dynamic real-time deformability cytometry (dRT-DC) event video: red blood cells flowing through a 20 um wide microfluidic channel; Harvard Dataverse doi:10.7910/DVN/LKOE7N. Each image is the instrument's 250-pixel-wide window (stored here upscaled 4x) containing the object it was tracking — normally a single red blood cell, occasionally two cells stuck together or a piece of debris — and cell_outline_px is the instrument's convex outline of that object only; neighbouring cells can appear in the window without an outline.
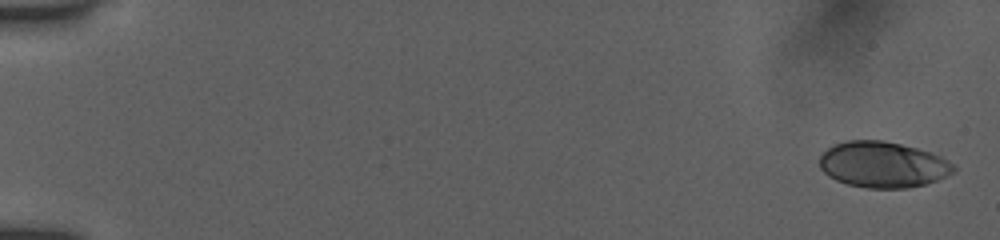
{"species": "human", "species_latin": "Homo sapiens", "temperature_condition": "room temperature", "stored_images_in_passage": 12, "camera_frame_rate_fps": 3000, "um_per_image_px": 0.085, "donor": {"sex": "female"}, "frame": {"image": 1, "passage_image": 1, "time_ms": 0.0, "image_size_px": [1000, 240], "cell_outline_px": [[956, 172], [936, 180], [924, 184], [908, 188], [868, 188], [848, 184], [836, 180], [828, 176], [820, 168], [820, 156], [828, 148], [836, 144], [848, 140], [884, 140], [916, 148], [940, 156], [956, 164]], "centroid_in_image_um": [75.06, 13.99], "position_along_channel_um": 9.9, "area_um2": 35.84}}
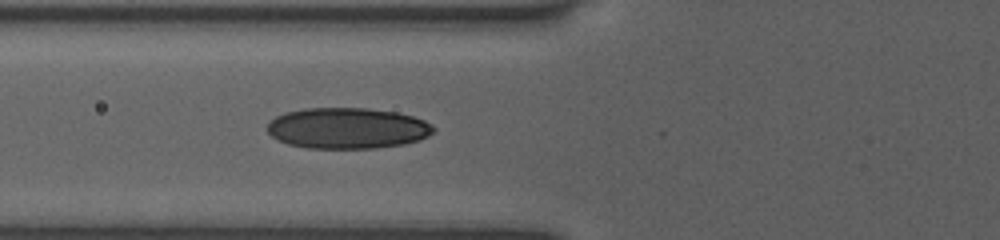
{"frame": {"image": 2, "passage_image": 9, "time_ms": 2.667, "image_size_px": [1000, 240], "cell_outline_px": [[436, 128], [428, 136], [420, 140], [404, 144], [376, 148], [308, 148], [288, 144], [276, 140], [268, 132], [268, 124], [276, 116], [284, 112], [304, 108], [368, 108], [396, 112], [412, 116], [424, 120], [432, 124]], "centroid_in_image_um": [29.53, 10.89], "position_along_channel_um": 96.3, "area_um2": 39.82}}
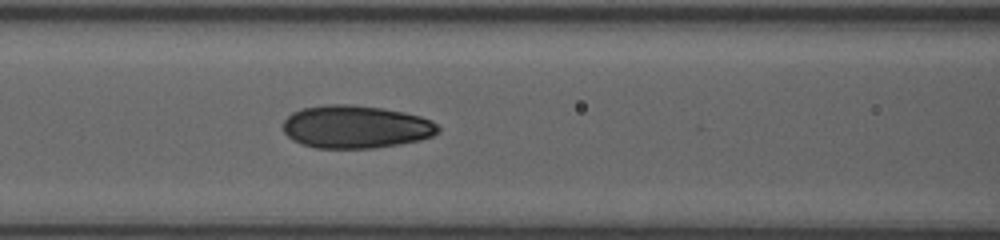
{"frame": {"image": 3, "passage_image": 12, "time_ms": 3.667, "image_size_px": [1000, 240], "cell_outline_px": [[440, 132], [432, 136], [420, 140], [400, 144], [376, 148], [316, 148], [300, 144], [292, 140], [284, 132], [284, 120], [292, 112], [304, 108], [324, 104], [348, 104], [380, 108], [404, 112], [420, 116], [432, 120], [440, 128]], "centroid_in_image_um": [30.25, 10.79], "position_along_channel_um": 136.4, "area_um2": 38.9}}